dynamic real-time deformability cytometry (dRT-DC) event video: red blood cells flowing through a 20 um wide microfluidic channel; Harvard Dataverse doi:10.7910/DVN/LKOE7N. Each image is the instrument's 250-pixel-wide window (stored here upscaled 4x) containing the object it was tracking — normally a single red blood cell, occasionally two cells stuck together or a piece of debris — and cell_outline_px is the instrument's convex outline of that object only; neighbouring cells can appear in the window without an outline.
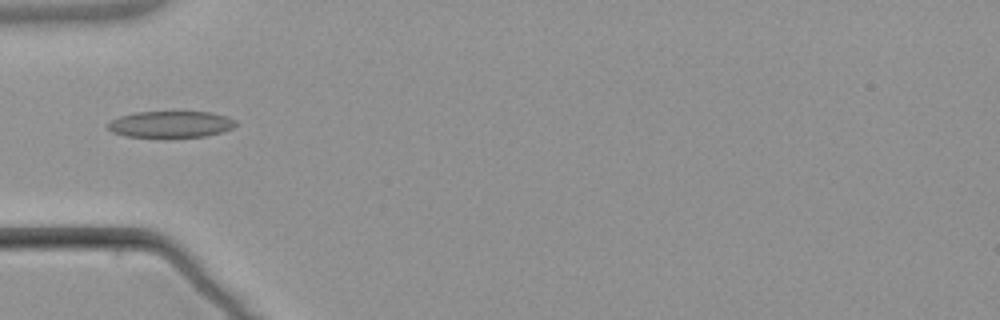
{"species": "common noctule bat (a hibernating species)", "species_latin": "Nyctalus noctula", "temperature_condition": "warm", "stored_images_in_passage": 3, "camera_frame_rate_fps": 3000, "um_per_image_px": 0.085, "animal": {"sex": "male", "body_mass_g": 21.5, "forearm_length_mm": 52.0}, "frame": {"image": 1, "passage_image": 3, "time_ms": 2.333, "image_size_px": [1000, 320], "cell_outline_px": [[236, 124], [232, 128], [220, 132], [204, 136], [168, 140], [124, 136], [112, 132], [104, 124], [120, 116], [136, 112], [212, 112], [236, 120]], "centroid_in_image_um": [14.45, 10.61], "position_along_channel_um": 70.6, "area_um2": 20.52}}